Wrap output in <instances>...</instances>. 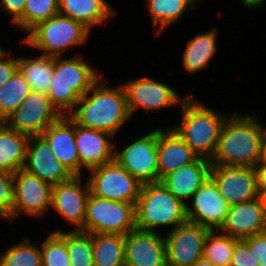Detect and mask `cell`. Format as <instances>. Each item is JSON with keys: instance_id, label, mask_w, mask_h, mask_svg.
<instances>
[{"instance_id": "6da1fadb", "label": "cell", "mask_w": 266, "mask_h": 266, "mask_svg": "<svg viewBox=\"0 0 266 266\" xmlns=\"http://www.w3.org/2000/svg\"><path fill=\"white\" fill-rule=\"evenodd\" d=\"M263 135L264 126L255 114H228L211 165L255 167L261 159Z\"/></svg>"}, {"instance_id": "7a4b0ae2", "label": "cell", "mask_w": 266, "mask_h": 266, "mask_svg": "<svg viewBox=\"0 0 266 266\" xmlns=\"http://www.w3.org/2000/svg\"><path fill=\"white\" fill-rule=\"evenodd\" d=\"M68 116L79 126L107 132L113 136L131 118L122 84L110 87L101 78L77 101Z\"/></svg>"}, {"instance_id": "3957f363", "label": "cell", "mask_w": 266, "mask_h": 266, "mask_svg": "<svg viewBox=\"0 0 266 266\" xmlns=\"http://www.w3.org/2000/svg\"><path fill=\"white\" fill-rule=\"evenodd\" d=\"M181 120L171 128L199 156L211 159L227 115L198 102L191 93L180 105Z\"/></svg>"}, {"instance_id": "277c9868", "label": "cell", "mask_w": 266, "mask_h": 266, "mask_svg": "<svg viewBox=\"0 0 266 266\" xmlns=\"http://www.w3.org/2000/svg\"><path fill=\"white\" fill-rule=\"evenodd\" d=\"M53 57V75L47 95L52 106L62 115H69L77 101L103 78L82 57Z\"/></svg>"}, {"instance_id": "5b68a950", "label": "cell", "mask_w": 266, "mask_h": 266, "mask_svg": "<svg viewBox=\"0 0 266 266\" xmlns=\"http://www.w3.org/2000/svg\"><path fill=\"white\" fill-rule=\"evenodd\" d=\"M136 229L157 232L159 227H171L187 221L186 204L177 199L161 183L142 184L135 205Z\"/></svg>"}, {"instance_id": "8992f818", "label": "cell", "mask_w": 266, "mask_h": 266, "mask_svg": "<svg viewBox=\"0 0 266 266\" xmlns=\"http://www.w3.org/2000/svg\"><path fill=\"white\" fill-rule=\"evenodd\" d=\"M89 35L90 30L82 23L57 14L32 28L21 42L42 51V55L63 57L67 49L85 44Z\"/></svg>"}, {"instance_id": "52a82bcc", "label": "cell", "mask_w": 266, "mask_h": 266, "mask_svg": "<svg viewBox=\"0 0 266 266\" xmlns=\"http://www.w3.org/2000/svg\"><path fill=\"white\" fill-rule=\"evenodd\" d=\"M135 229L136 216L133 203L111 201L90 194L86 207L84 232L126 235Z\"/></svg>"}, {"instance_id": "ba28073f", "label": "cell", "mask_w": 266, "mask_h": 266, "mask_svg": "<svg viewBox=\"0 0 266 266\" xmlns=\"http://www.w3.org/2000/svg\"><path fill=\"white\" fill-rule=\"evenodd\" d=\"M90 194L102 199L136 205L142 184L115 159L89 170Z\"/></svg>"}, {"instance_id": "9c48e42d", "label": "cell", "mask_w": 266, "mask_h": 266, "mask_svg": "<svg viewBox=\"0 0 266 266\" xmlns=\"http://www.w3.org/2000/svg\"><path fill=\"white\" fill-rule=\"evenodd\" d=\"M114 159L141 184L159 182L157 129L129 143L120 152L115 149Z\"/></svg>"}, {"instance_id": "30bf717a", "label": "cell", "mask_w": 266, "mask_h": 266, "mask_svg": "<svg viewBox=\"0 0 266 266\" xmlns=\"http://www.w3.org/2000/svg\"><path fill=\"white\" fill-rule=\"evenodd\" d=\"M122 86L126 93L131 117L139 108L146 112L172 108L177 104L180 106L186 98V96L180 97L178 92L169 85L150 77L134 78L124 84L122 83Z\"/></svg>"}, {"instance_id": "8fae6325", "label": "cell", "mask_w": 266, "mask_h": 266, "mask_svg": "<svg viewBox=\"0 0 266 266\" xmlns=\"http://www.w3.org/2000/svg\"><path fill=\"white\" fill-rule=\"evenodd\" d=\"M60 116L47 94L31 91L4 123L29 137L40 136Z\"/></svg>"}, {"instance_id": "7c38bea8", "label": "cell", "mask_w": 266, "mask_h": 266, "mask_svg": "<svg viewBox=\"0 0 266 266\" xmlns=\"http://www.w3.org/2000/svg\"><path fill=\"white\" fill-rule=\"evenodd\" d=\"M14 205L12 221L21 214L42 218L51 207L52 185L20 169L13 173Z\"/></svg>"}, {"instance_id": "4fadbf2b", "label": "cell", "mask_w": 266, "mask_h": 266, "mask_svg": "<svg viewBox=\"0 0 266 266\" xmlns=\"http://www.w3.org/2000/svg\"><path fill=\"white\" fill-rule=\"evenodd\" d=\"M209 232V228L187 220L166 233L167 266H192L203 257Z\"/></svg>"}, {"instance_id": "5bb4252c", "label": "cell", "mask_w": 266, "mask_h": 266, "mask_svg": "<svg viewBox=\"0 0 266 266\" xmlns=\"http://www.w3.org/2000/svg\"><path fill=\"white\" fill-rule=\"evenodd\" d=\"M210 178L229 206L258 198L254 167L211 166Z\"/></svg>"}, {"instance_id": "9a60e30c", "label": "cell", "mask_w": 266, "mask_h": 266, "mask_svg": "<svg viewBox=\"0 0 266 266\" xmlns=\"http://www.w3.org/2000/svg\"><path fill=\"white\" fill-rule=\"evenodd\" d=\"M82 184V175H73L69 180L53 185L51 209L75 226L73 230L84 232L90 190L88 182Z\"/></svg>"}, {"instance_id": "2e32d148", "label": "cell", "mask_w": 266, "mask_h": 266, "mask_svg": "<svg viewBox=\"0 0 266 266\" xmlns=\"http://www.w3.org/2000/svg\"><path fill=\"white\" fill-rule=\"evenodd\" d=\"M191 199L192 207L186 205L187 220L210 230H219L230 206L219 193L214 181L209 177Z\"/></svg>"}, {"instance_id": "e0dca14e", "label": "cell", "mask_w": 266, "mask_h": 266, "mask_svg": "<svg viewBox=\"0 0 266 266\" xmlns=\"http://www.w3.org/2000/svg\"><path fill=\"white\" fill-rule=\"evenodd\" d=\"M125 266H167L164 236L135 229L125 235Z\"/></svg>"}, {"instance_id": "ac0fdd59", "label": "cell", "mask_w": 266, "mask_h": 266, "mask_svg": "<svg viewBox=\"0 0 266 266\" xmlns=\"http://www.w3.org/2000/svg\"><path fill=\"white\" fill-rule=\"evenodd\" d=\"M23 169L52 186L73 176L54 156L52 148L41 135L29 137Z\"/></svg>"}, {"instance_id": "d6986e66", "label": "cell", "mask_w": 266, "mask_h": 266, "mask_svg": "<svg viewBox=\"0 0 266 266\" xmlns=\"http://www.w3.org/2000/svg\"><path fill=\"white\" fill-rule=\"evenodd\" d=\"M112 138L115 137L107 132L75 124V141L80 161V175H82V168L89 171L114 160V152L117 147H115Z\"/></svg>"}, {"instance_id": "ffe728a7", "label": "cell", "mask_w": 266, "mask_h": 266, "mask_svg": "<svg viewBox=\"0 0 266 266\" xmlns=\"http://www.w3.org/2000/svg\"><path fill=\"white\" fill-rule=\"evenodd\" d=\"M219 231L238 240L265 233L266 212L259 197L230 206Z\"/></svg>"}, {"instance_id": "44dd1931", "label": "cell", "mask_w": 266, "mask_h": 266, "mask_svg": "<svg viewBox=\"0 0 266 266\" xmlns=\"http://www.w3.org/2000/svg\"><path fill=\"white\" fill-rule=\"evenodd\" d=\"M52 148L54 156L70 171L80 175V161L75 141V122L62 115L41 134Z\"/></svg>"}, {"instance_id": "7402d4cb", "label": "cell", "mask_w": 266, "mask_h": 266, "mask_svg": "<svg viewBox=\"0 0 266 266\" xmlns=\"http://www.w3.org/2000/svg\"><path fill=\"white\" fill-rule=\"evenodd\" d=\"M159 182L168 174L195 162L199 156L170 127L157 128Z\"/></svg>"}, {"instance_id": "603a6c76", "label": "cell", "mask_w": 266, "mask_h": 266, "mask_svg": "<svg viewBox=\"0 0 266 266\" xmlns=\"http://www.w3.org/2000/svg\"><path fill=\"white\" fill-rule=\"evenodd\" d=\"M211 163L209 159L199 157L195 162L163 177L160 182L177 199L188 204L193 194L210 177Z\"/></svg>"}, {"instance_id": "cb8c5ba5", "label": "cell", "mask_w": 266, "mask_h": 266, "mask_svg": "<svg viewBox=\"0 0 266 266\" xmlns=\"http://www.w3.org/2000/svg\"><path fill=\"white\" fill-rule=\"evenodd\" d=\"M58 4L59 14L82 23L90 31L117 14L106 0H58Z\"/></svg>"}, {"instance_id": "d4e9b609", "label": "cell", "mask_w": 266, "mask_h": 266, "mask_svg": "<svg viewBox=\"0 0 266 266\" xmlns=\"http://www.w3.org/2000/svg\"><path fill=\"white\" fill-rule=\"evenodd\" d=\"M218 29L213 27L210 31L193 36L187 41L182 55V67L189 74L206 69L217 52Z\"/></svg>"}, {"instance_id": "484cf974", "label": "cell", "mask_w": 266, "mask_h": 266, "mask_svg": "<svg viewBox=\"0 0 266 266\" xmlns=\"http://www.w3.org/2000/svg\"><path fill=\"white\" fill-rule=\"evenodd\" d=\"M29 136L18 133L0 122V170L15 173L22 169L26 160Z\"/></svg>"}, {"instance_id": "4316f807", "label": "cell", "mask_w": 266, "mask_h": 266, "mask_svg": "<svg viewBox=\"0 0 266 266\" xmlns=\"http://www.w3.org/2000/svg\"><path fill=\"white\" fill-rule=\"evenodd\" d=\"M17 69L34 92L47 94L53 75V57L40 54L37 57H17Z\"/></svg>"}, {"instance_id": "83f0119b", "label": "cell", "mask_w": 266, "mask_h": 266, "mask_svg": "<svg viewBox=\"0 0 266 266\" xmlns=\"http://www.w3.org/2000/svg\"><path fill=\"white\" fill-rule=\"evenodd\" d=\"M94 266H125V235L92 234Z\"/></svg>"}, {"instance_id": "f1b7e54d", "label": "cell", "mask_w": 266, "mask_h": 266, "mask_svg": "<svg viewBox=\"0 0 266 266\" xmlns=\"http://www.w3.org/2000/svg\"><path fill=\"white\" fill-rule=\"evenodd\" d=\"M149 16L151 17L155 36L180 20L187 9L194 6L198 0H146Z\"/></svg>"}, {"instance_id": "f546056e", "label": "cell", "mask_w": 266, "mask_h": 266, "mask_svg": "<svg viewBox=\"0 0 266 266\" xmlns=\"http://www.w3.org/2000/svg\"><path fill=\"white\" fill-rule=\"evenodd\" d=\"M31 91L30 85L17 69L11 78L0 86V122H5Z\"/></svg>"}, {"instance_id": "4dcf8cb0", "label": "cell", "mask_w": 266, "mask_h": 266, "mask_svg": "<svg viewBox=\"0 0 266 266\" xmlns=\"http://www.w3.org/2000/svg\"><path fill=\"white\" fill-rule=\"evenodd\" d=\"M66 243L70 266H94L92 234L80 230H56Z\"/></svg>"}, {"instance_id": "1f68e13d", "label": "cell", "mask_w": 266, "mask_h": 266, "mask_svg": "<svg viewBox=\"0 0 266 266\" xmlns=\"http://www.w3.org/2000/svg\"><path fill=\"white\" fill-rule=\"evenodd\" d=\"M218 232V233H217ZM238 239L219 230H210L204 242V257L215 266H230Z\"/></svg>"}, {"instance_id": "d6a6232c", "label": "cell", "mask_w": 266, "mask_h": 266, "mask_svg": "<svg viewBox=\"0 0 266 266\" xmlns=\"http://www.w3.org/2000/svg\"><path fill=\"white\" fill-rule=\"evenodd\" d=\"M59 14L58 0H25L23 15L13 24L29 32L39 23Z\"/></svg>"}, {"instance_id": "836d02e7", "label": "cell", "mask_w": 266, "mask_h": 266, "mask_svg": "<svg viewBox=\"0 0 266 266\" xmlns=\"http://www.w3.org/2000/svg\"><path fill=\"white\" fill-rule=\"evenodd\" d=\"M28 237L0 253L1 266H42L41 249ZM37 246V247H36Z\"/></svg>"}, {"instance_id": "e575fe53", "label": "cell", "mask_w": 266, "mask_h": 266, "mask_svg": "<svg viewBox=\"0 0 266 266\" xmlns=\"http://www.w3.org/2000/svg\"><path fill=\"white\" fill-rule=\"evenodd\" d=\"M42 266H70L65 241L52 232L41 244Z\"/></svg>"}, {"instance_id": "d590c367", "label": "cell", "mask_w": 266, "mask_h": 266, "mask_svg": "<svg viewBox=\"0 0 266 266\" xmlns=\"http://www.w3.org/2000/svg\"><path fill=\"white\" fill-rule=\"evenodd\" d=\"M14 205V178L13 174L0 170V218L12 221Z\"/></svg>"}, {"instance_id": "8d00e7d4", "label": "cell", "mask_w": 266, "mask_h": 266, "mask_svg": "<svg viewBox=\"0 0 266 266\" xmlns=\"http://www.w3.org/2000/svg\"><path fill=\"white\" fill-rule=\"evenodd\" d=\"M257 260L243 240L236 242L230 266H259Z\"/></svg>"}, {"instance_id": "74e56055", "label": "cell", "mask_w": 266, "mask_h": 266, "mask_svg": "<svg viewBox=\"0 0 266 266\" xmlns=\"http://www.w3.org/2000/svg\"><path fill=\"white\" fill-rule=\"evenodd\" d=\"M251 253L258 258L259 266H266V232L243 240Z\"/></svg>"}, {"instance_id": "f35d334b", "label": "cell", "mask_w": 266, "mask_h": 266, "mask_svg": "<svg viewBox=\"0 0 266 266\" xmlns=\"http://www.w3.org/2000/svg\"><path fill=\"white\" fill-rule=\"evenodd\" d=\"M17 70V57H10V52L4 50L0 54V86L8 81Z\"/></svg>"}, {"instance_id": "ab89813d", "label": "cell", "mask_w": 266, "mask_h": 266, "mask_svg": "<svg viewBox=\"0 0 266 266\" xmlns=\"http://www.w3.org/2000/svg\"><path fill=\"white\" fill-rule=\"evenodd\" d=\"M24 8L25 0H0V10L10 14L12 24L23 15Z\"/></svg>"}, {"instance_id": "60d3db41", "label": "cell", "mask_w": 266, "mask_h": 266, "mask_svg": "<svg viewBox=\"0 0 266 266\" xmlns=\"http://www.w3.org/2000/svg\"><path fill=\"white\" fill-rule=\"evenodd\" d=\"M256 173L257 190L266 189V162H258L254 167Z\"/></svg>"}, {"instance_id": "b9f144b4", "label": "cell", "mask_w": 266, "mask_h": 266, "mask_svg": "<svg viewBox=\"0 0 266 266\" xmlns=\"http://www.w3.org/2000/svg\"><path fill=\"white\" fill-rule=\"evenodd\" d=\"M265 0H241L242 4L246 6V8L254 9L256 7H261Z\"/></svg>"}, {"instance_id": "7bdbcfd3", "label": "cell", "mask_w": 266, "mask_h": 266, "mask_svg": "<svg viewBox=\"0 0 266 266\" xmlns=\"http://www.w3.org/2000/svg\"><path fill=\"white\" fill-rule=\"evenodd\" d=\"M260 162H266V128L265 127H264V135H263V140H262Z\"/></svg>"}, {"instance_id": "ee69618b", "label": "cell", "mask_w": 266, "mask_h": 266, "mask_svg": "<svg viewBox=\"0 0 266 266\" xmlns=\"http://www.w3.org/2000/svg\"><path fill=\"white\" fill-rule=\"evenodd\" d=\"M192 266H215V265L203 256L199 260H197Z\"/></svg>"}, {"instance_id": "f6af8a7d", "label": "cell", "mask_w": 266, "mask_h": 266, "mask_svg": "<svg viewBox=\"0 0 266 266\" xmlns=\"http://www.w3.org/2000/svg\"><path fill=\"white\" fill-rule=\"evenodd\" d=\"M258 197L261 201V204L266 212V189L265 190H258Z\"/></svg>"}, {"instance_id": "bcb514c9", "label": "cell", "mask_w": 266, "mask_h": 266, "mask_svg": "<svg viewBox=\"0 0 266 266\" xmlns=\"http://www.w3.org/2000/svg\"><path fill=\"white\" fill-rule=\"evenodd\" d=\"M5 49H3L2 47H0V54L4 51Z\"/></svg>"}]
</instances>
